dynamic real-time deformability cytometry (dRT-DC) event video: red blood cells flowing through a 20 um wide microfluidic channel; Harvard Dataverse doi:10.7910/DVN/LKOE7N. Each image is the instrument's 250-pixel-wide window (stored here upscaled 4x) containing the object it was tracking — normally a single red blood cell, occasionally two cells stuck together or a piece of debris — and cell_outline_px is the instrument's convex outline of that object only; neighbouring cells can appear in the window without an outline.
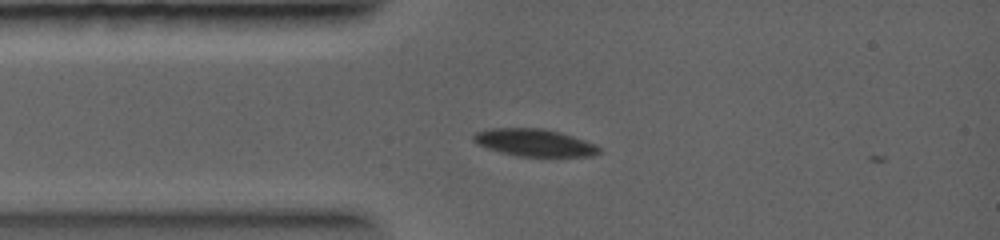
{"species": "common noctule bat (a hibernating species)", "species_latin": "Nyctalus noctula", "temperature_condition": "warm", "stored_images_in_passage": 2, "camera_frame_rate_fps": 5000, "um_per_image_px": 0.085, "animal": {"sex": "female", "body_mass_g": 19.0, "forearm_length_mm": 56.7}, "frame": {"image": 1, "passage_image": 1, "time_ms": 0.0, "image_size_px": [1000, 240], "cell_outline_px": [[600, 152], [592, 156], [516, 156], [500, 152], [476, 144], [472, 140], [472, 136], [476, 132], [492, 128], [544, 128], [560, 132], [596, 144], [600, 148]], "centroid_in_image_um": [45.4, 12.12], "position_along_channel_um": 39.6, "area_um2": 20.0}}